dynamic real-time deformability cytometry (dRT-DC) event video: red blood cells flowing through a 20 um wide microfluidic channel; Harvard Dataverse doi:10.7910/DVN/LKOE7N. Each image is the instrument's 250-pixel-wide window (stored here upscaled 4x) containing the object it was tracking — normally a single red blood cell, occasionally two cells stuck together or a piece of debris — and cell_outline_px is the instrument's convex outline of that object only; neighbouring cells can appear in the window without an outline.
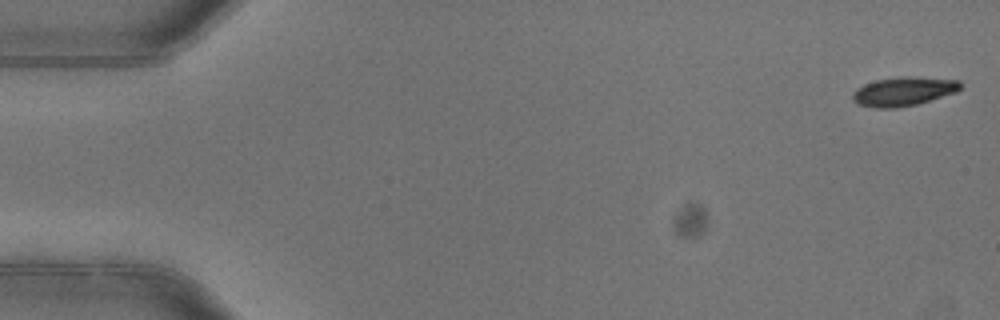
{"species": "common noctule bat (a hibernating species)", "species_latin": "Nyctalus noctula", "temperature_condition": "warm", "stored_images_in_passage": 6, "camera_frame_rate_fps": 3000, "um_per_image_px": 0.085, "animal": {"sex": "female"}, "frame": {"image": 1, "passage_image": 1, "time_ms": 0.0, "image_size_px": [1000, 320], "cell_outline_px": [[960, 88], [956, 92], [916, 104], [896, 108], [872, 108], [860, 104], [852, 100], [852, 92], [856, 88], [864, 84], [876, 80], [900, 76], [908, 76], [960, 80]], "centroid_in_image_um": [76.75, 7.76], "position_along_channel_um": 8.2, "area_um2": 18.15}}
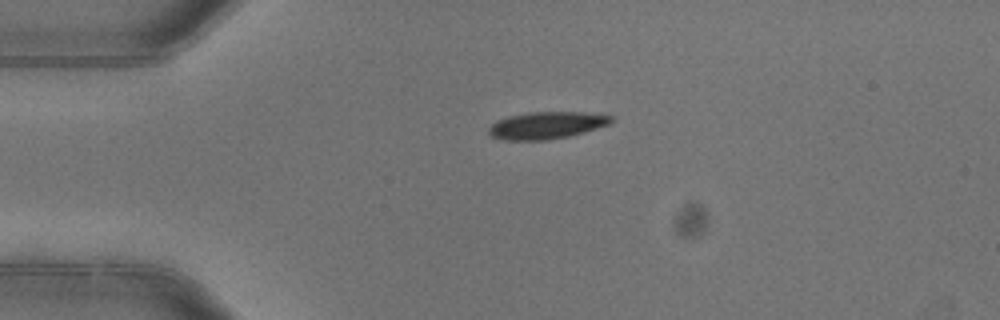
{"frame": {"image": 2, "passage_image": 4, "time_ms": 1.0, "image_size_px": [1000, 320], "cell_outline_px": [[612, 120], [608, 124], [584, 132], [568, 136], [548, 140], [504, 140], [488, 136], [488, 128], [496, 120], [508, 116], [528, 112], [580, 112], [612, 116]], "centroid_in_image_um": [46.37, 10.66], "position_along_channel_um": 38.6, "area_um2": 19.31}}
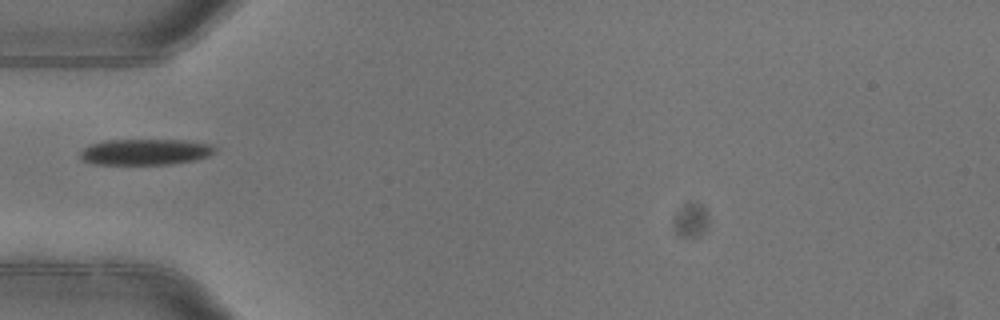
{"frame": {"image": 3, "passage_image": 5, "time_ms": 1.333, "image_size_px": [1000, 320], "cell_outline_px": [[216, 152], [208, 156], [196, 160], [168, 164], [92, 164], [84, 160], [80, 156], [80, 152], [88, 144], [104, 140], [184, 140], [212, 144], [216, 148]], "centroid_in_image_um": [12.36, 12.9], "position_along_channel_um": 72.6, "area_um2": 20.52}}